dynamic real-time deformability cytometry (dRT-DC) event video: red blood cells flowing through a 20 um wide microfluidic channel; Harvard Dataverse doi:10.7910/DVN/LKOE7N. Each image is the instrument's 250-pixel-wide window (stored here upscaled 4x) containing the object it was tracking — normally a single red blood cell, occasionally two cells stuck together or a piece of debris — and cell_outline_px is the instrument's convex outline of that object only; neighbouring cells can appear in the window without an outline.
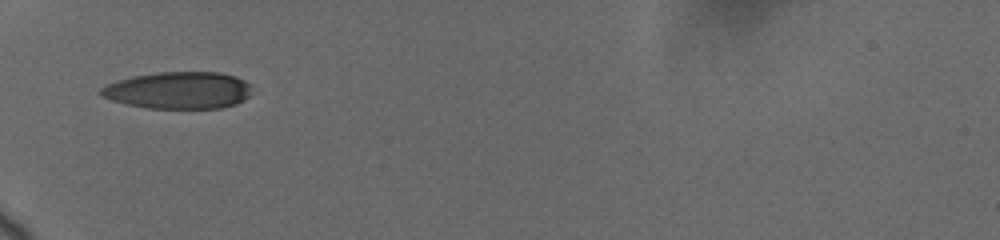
{"species": "human", "species_latin": "Homo sapiens", "temperature_condition": "cold", "stored_images_in_passage": 3, "camera_frame_rate_fps": 3000, "um_per_image_px": 0.085, "donor": {"sex": "female"}, "frame": {"image": 1, "passage_image": 1, "time_ms": 0.0, "image_size_px": [1000, 240], "cell_outline_px": [[248, 96], [244, 100], [236, 104], [224, 108], [148, 108], [128, 104], [112, 100], [104, 96], [100, 92], [100, 88], [108, 84], [132, 76], [156, 72], [220, 72], [236, 76], [244, 80], [248, 84]], "centroid_in_image_um": [15.19, 7.67], "position_along_channel_um": 69.8, "area_um2": 32.31}}